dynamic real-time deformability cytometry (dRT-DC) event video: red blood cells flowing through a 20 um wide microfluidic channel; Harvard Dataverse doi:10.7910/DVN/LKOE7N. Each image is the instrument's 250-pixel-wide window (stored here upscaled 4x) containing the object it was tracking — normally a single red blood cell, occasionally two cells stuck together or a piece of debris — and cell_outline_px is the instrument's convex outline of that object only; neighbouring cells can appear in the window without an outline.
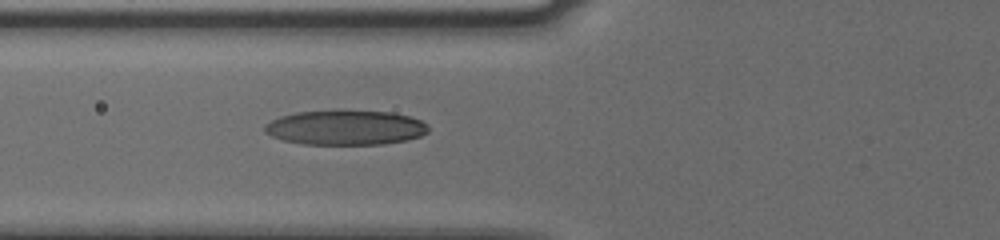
{"species": "human", "species_latin": "Homo sapiens", "temperature_condition": "cold", "stored_images_in_passage": 2, "camera_frame_rate_fps": 3000, "um_per_image_px": 0.085, "donor": {"sex": "male"}, "frame": {"image": 1, "passage_image": 2, "time_ms": 0.333, "image_size_px": [1000, 240], "cell_outline_px": [[428, 132], [420, 136], [408, 140], [384, 144], [304, 144], [284, 140], [272, 136], [264, 132], [264, 124], [280, 116], [296, 112], [392, 112], [408, 116], [420, 120], [428, 124]], "centroid_in_image_um": [29.38, 10.87], "position_along_channel_um": 96.4, "area_um2": 32.6}}